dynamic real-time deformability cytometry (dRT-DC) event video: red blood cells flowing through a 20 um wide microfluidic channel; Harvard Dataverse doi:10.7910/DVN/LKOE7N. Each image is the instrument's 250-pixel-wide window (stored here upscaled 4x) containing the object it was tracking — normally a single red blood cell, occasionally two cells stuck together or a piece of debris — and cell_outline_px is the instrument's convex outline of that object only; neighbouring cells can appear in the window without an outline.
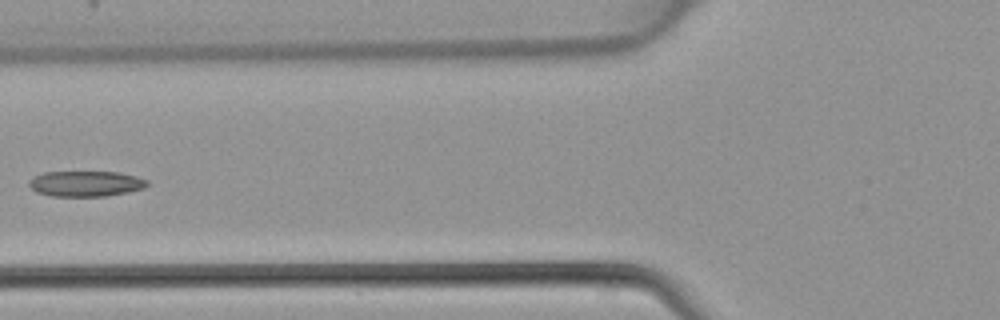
{"species": "common noctule bat (a hibernating species)", "species_latin": "Nyctalus noctula", "temperature_condition": "warm", "stored_images_in_passage": 4, "camera_frame_rate_fps": 3000, "um_per_image_px": 0.085, "animal": {"sex": "female", "body_mass_g": 22.7, "forearm_length_mm": 54.2}, "frame": {"image": 1, "passage_image": 4, "time_ms": 1.0, "image_size_px": [1000, 320], "cell_outline_px": [[148, 184], [144, 188], [128, 192], [104, 196], [52, 196], [36, 192], [28, 184], [28, 180], [32, 176], [44, 172], [116, 172], [136, 176], [148, 180]], "centroid_in_image_um": [7.26, 15.61], "position_along_channel_um": 118.5, "area_um2": 17.63}}